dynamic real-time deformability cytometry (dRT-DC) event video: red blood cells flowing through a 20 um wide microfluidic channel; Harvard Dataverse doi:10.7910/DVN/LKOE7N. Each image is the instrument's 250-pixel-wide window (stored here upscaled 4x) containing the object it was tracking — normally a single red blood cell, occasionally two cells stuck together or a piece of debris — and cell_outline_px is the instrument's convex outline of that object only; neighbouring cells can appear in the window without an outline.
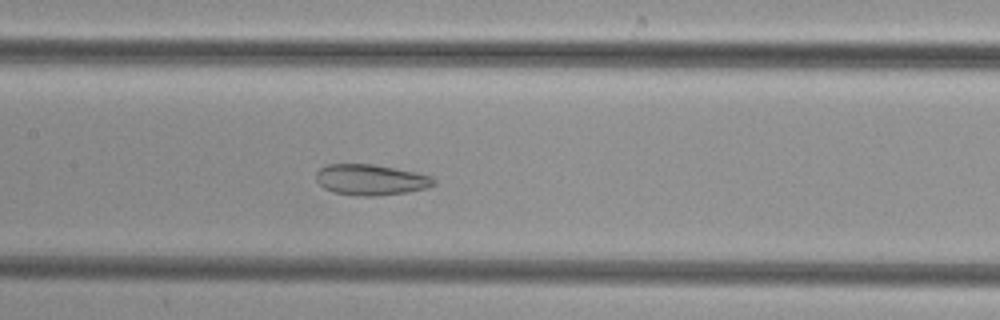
{"species": "common noctule bat (a hibernating species)", "species_latin": "Nyctalus noctula", "temperature_condition": "cold", "stored_images_in_passage": 46, "camera_frame_rate_fps": 3000, "um_per_image_px": 0.085, "animal": {"sex": "female", "body_mass_g": 29.2, "forearm_length_mm": 56.3}, "frame": {"image": 1, "passage_image": 20, "time_ms": 6.333, "image_size_px": [1000, 320], "cell_outline_px": [[436, 184], [428, 188], [408, 192], [376, 196], [356, 196], [332, 192], [324, 188], [316, 180], [316, 172], [324, 164], [372, 164], [416, 172], [432, 176], [436, 180]], "centroid_in_image_um": [31.52, 15.28], "position_along_channel_um": 175.9, "area_um2": 21.39}}
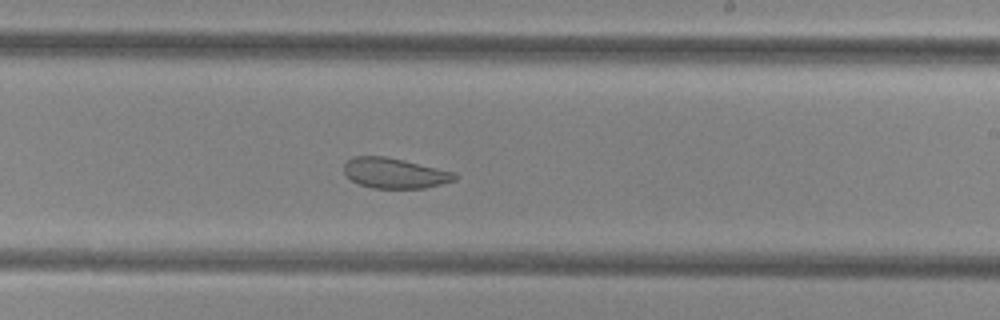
{"frame": {"image": 2, "passage_image": 26, "time_ms": 8.333, "image_size_px": [1000, 320], "cell_outline_px": [[456, 180], [424, 188], [372, 188], [360, 184], [352, 180], [344, 172], [344, 164], [352, 156], [384, 156], [404, 160], [456, 172]], "centroid_in_image_um": [33.55, 14.71], "position_along_channel_um": 255.4, "area_um2": 19.48}}
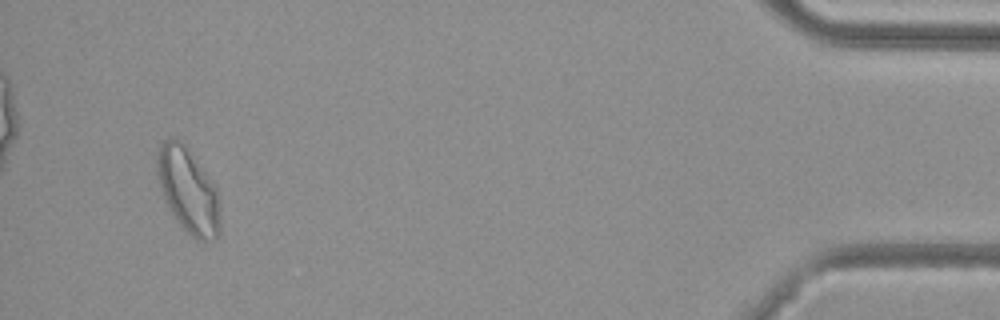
{"frame": {"image": 3, "passage_image": 44, "time_ms": 14.333, "image_size_px": [1000, 320], "cell_outline_px": [[220, 232], [216, 240], [196, 240], [176, 220], [168, 208], [164, 200], [156, 176], [156, 152], [160, 144], [164, 140], [180, 140], [188, 148], [200, 164], [216, 188], [220, 208]], "centroid_in_image_um": [15.98, 16.2], "position_along_channel_um": 419.2, "area_um2": 31.39}}